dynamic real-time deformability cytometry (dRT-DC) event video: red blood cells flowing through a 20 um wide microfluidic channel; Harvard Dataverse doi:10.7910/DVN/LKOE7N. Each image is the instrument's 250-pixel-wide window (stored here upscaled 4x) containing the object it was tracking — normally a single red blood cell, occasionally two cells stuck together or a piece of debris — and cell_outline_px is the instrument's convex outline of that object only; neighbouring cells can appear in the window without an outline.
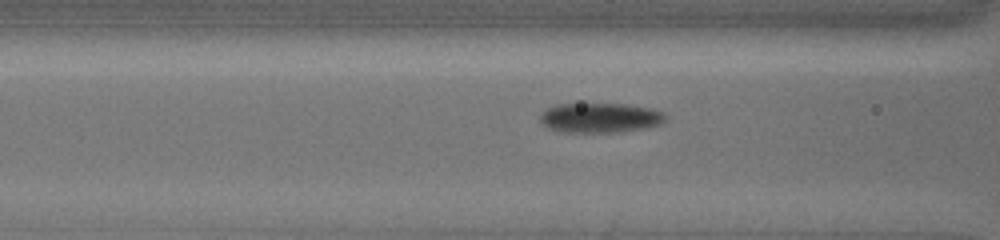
{"species": "common noctule bat (a hibernating species)", "species_latin": "Nyctalus noctula", "temperature_condition": "cold", "stored_images_in_passage": 39, "camera_frame_rate_fps": 3000, "um_per_image_px": 0.085, "animal": {"sex": "female", "body_mass_g": 19.5, "forearm_length_mm": 54.1}, "frame": {"image": 1, "passage_image": 7, "time_ms": 2.0, "image_size_px": [1000, 240], "cell_outline_px": [[664, 120], [660, 124], [640, 128], [616, 132], [564, 132], [548, 128], [540, 120], [540, 112], [552, 104], [624, 104], [652, 108], [664, 112]], "centroid_in_image_um": [50.94, 9.99], "position_along_channel_um": 115.7, "area_um2": 21.62}}
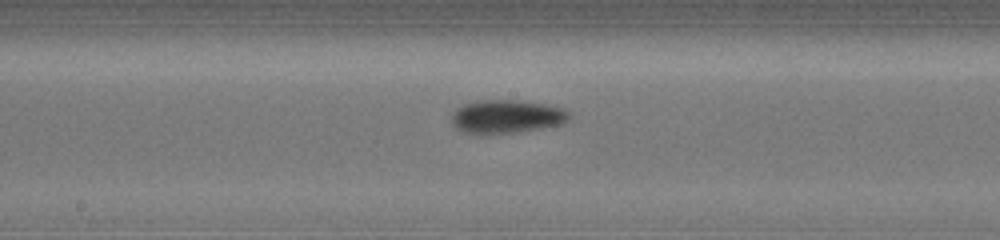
{"frame": {"image": 2, "passage_image": 16, "time_ms": 4.333, "image_size_px": [1000, 240], "cell_outline_px": [[568, 120], [560, 124], [512, 132], [480, 136], [464, 132], [456, 128], [452, 124], [452, 112], [456, 108], [464, 104], [476, 100], [516, 100], [544, 104], [564, 108], [568, 112]], "centroid_in_image_um": [42.96, 9.91], "position_along_channel_um": 205.2, "area_um2": 22.89}}
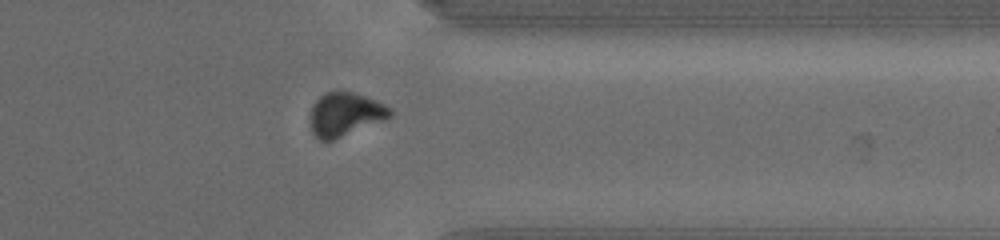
{"frame": {"image": 3, "passage_image": 35, "time_ms": 9.0, "image_size_px": [1000, 240], "cell_outline_px": [[392, 116], [328, 144], [320, 140], [312, 132], [312, 104], [320, 96], [328, 92], [352, 92], [376, 100], [392, 108]], "centroid_in_image_um": [29.35, 9.76], "position_along_channel_um": 382.1, "area_um2": 20.35}, "authors_computed_cell_mechanics": {"area_um2": 21.5594, "velocity_mm_per_s": 3.8329, "shape_relaxation_time_tau1_ms": 4.4509, "shape_relaxation_time_tau2_ms": null, "deformation_change_tau1": 0.123, "deformation_change_tau2": null}}